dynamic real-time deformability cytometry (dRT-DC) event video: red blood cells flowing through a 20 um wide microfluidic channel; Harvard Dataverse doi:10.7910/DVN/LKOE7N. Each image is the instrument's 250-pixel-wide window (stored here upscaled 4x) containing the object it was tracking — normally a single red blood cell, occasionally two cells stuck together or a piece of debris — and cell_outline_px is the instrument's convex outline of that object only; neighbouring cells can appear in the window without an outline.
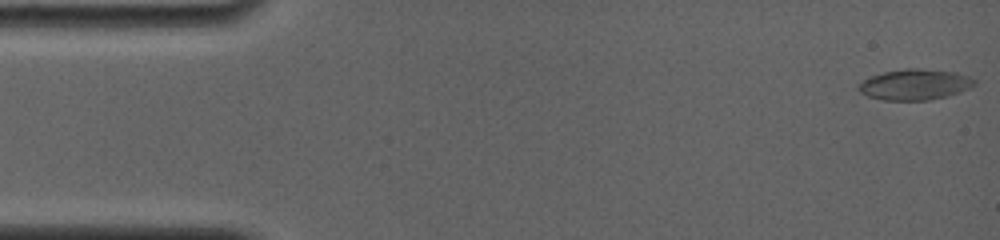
{"species": "common noctule bat (a hibernating species)", "species_latin": "Nyctalus noctula", "temperature_condition": "room temperature", "stored_images_in_passage": 36, "camera_frame_rate_fps": 4000, "um_per_image_px": 0.085, "animal": {"sex": "female", "body_mass_g": 19.0, "forearm_length_mm": 56.7}, "frame": {"image": 1, "passage_image": 1, "time_ms": 0.0, "image_size_px": [1000, 240], "cell_outline_px": [[976, 84], [960, 92], [948, 96], [928, 100], [880, 100], [868, 96], [860, 92], [856, 88], [864, 80], [872, 76], [884, 72], [908, 68], [916, 68], [956, 72], [968, 76], [976, 80]], "centroid_in_image_um": [77.77, 7.19], "position_along_channel_um": 7.2, "area_um2": 20.69}}
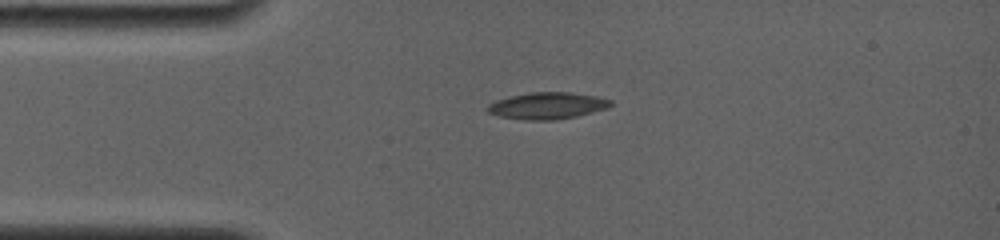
{"frame": {"image": 2, "passage_image": 22, "time_ms": 3.5, "image_size_px": [1000, 240], "cell_outline_px": [[612, 104], [608, 108], [576, 116], [556, 120], [524, 120], [500, 116], [488, 112], [488, 104], [496, 100], [508, 96], [532, 92], [568, 92], [596, 96], [612, 100]], "centroid_in_image_um": [46.53, 8.98], "position_along_channel_um": 38.5, "area_um2": 19.13}}
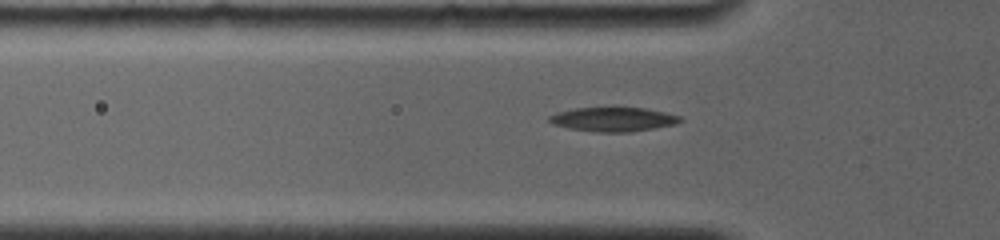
{"frame": {"image": 3, "passage_image": 31, "time_ms": 5.0, "image_size_px": [1000, 240], "cell_outline_px": [[684, 120], [676, 124], [656, 128], [632, 132], [596, 132], [568, 128], [552, 124], [548, 120], [548, 116], [556, 112], [576, 108], [616, 104], [644, 108], [664, 112], [680, 116]], "centroid_in_image_um": [52.12, 10.1], "position_along_channel_um": 73.7, "area_um2": 19.48}}